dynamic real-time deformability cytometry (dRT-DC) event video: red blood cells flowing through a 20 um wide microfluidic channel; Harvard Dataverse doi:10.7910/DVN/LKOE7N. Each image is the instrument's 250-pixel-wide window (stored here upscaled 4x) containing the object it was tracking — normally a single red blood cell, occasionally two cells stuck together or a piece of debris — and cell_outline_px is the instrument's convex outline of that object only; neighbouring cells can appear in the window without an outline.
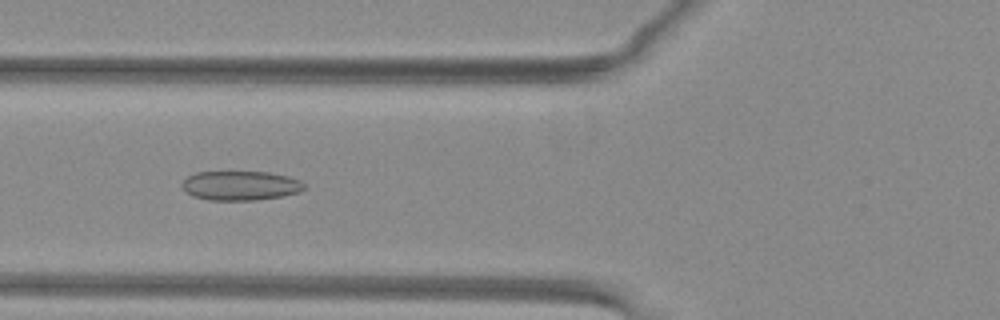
{"species": "common noctule bat (a hibernating species)", "species_latin": "Nyctalus noctula", "temperature_condition": "warm", "stored_images_in_passage": 51, "camera_frame_rate_fps": 3000, "um_per_image_px": 0.085, "animal": {"sex": "female", "body_mass_g": 29.2, "forearm_length_mm": 56.3}, "frame": {"image": 1, "passage_image": 20, "time_ms": 6.333, "image_size_px": [1000, 320], "cell_outline_px": [[304, 188], [300, 192], [284, 196], [256, 200], [208, 200], [192, 196], [184, 192], [180, 184], [188, 176], [196, 172], [268, 172], [288, 176], [300, 180], [304, 184]], "centroid_in_image_um": [20.41, 15.78], "position_along_channel_um": 105.4, "area_um2": 21.1}}
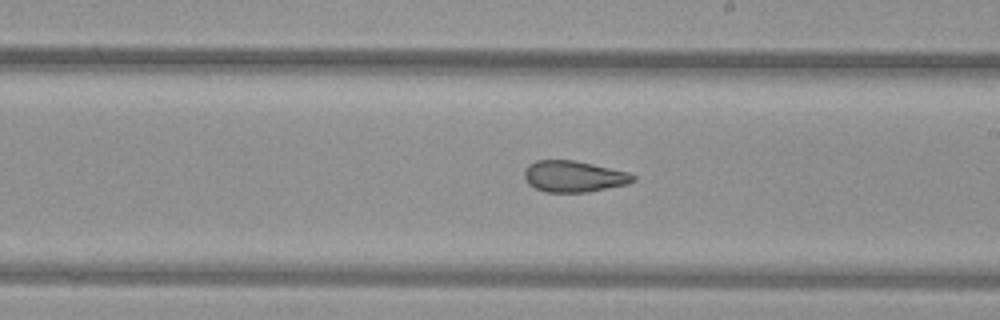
{"frame": {"image": 2, "passage_image": 30, "time_ms": 9.667, "image_size_px": [1000, 320], "cell_outline_px": [[636, 180], [628, 184], [588, 192], [544, 192], [528, 184], [524, 176], [524, 172], [528, 164], [536, 160], [576, 160], [628, 172], [636, 176]], "centroid_in_image_um": [48.78, 14.99], "position_along_channel_um": 240.2, "area_um2": 19.94}}
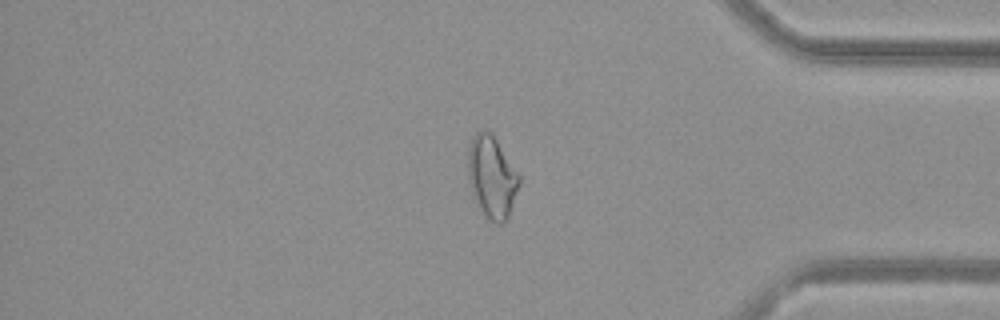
{"frame": {"image": 3, "passage_image": 43, "time_ms": 14.0, "image_size_px": [1000, 320], "cell_outline_px": [[520, 184], [508, 216], [500, 224], [496, 224], [484, 216], [476, 204], [468, 180], [468, 148], [472, 136], [480, 128], [484, 128], [496, 140], [520, 176]], "centroid_in_image_um": [41.78, 15.04], "position_along_channel_um": 393.4, "area_um2": 24.39}, "authors_computed_cell_mechanics": {"area_um2": 24.276, "velocity_mm_per_s": 4.0477, "shape_relaxation_time_tau1_ms": null, "shape_relaxation_time_tau2_ms": 2.0567, "deformation_change_tau1": null, "deformation_change_tau2": 0.0984}}